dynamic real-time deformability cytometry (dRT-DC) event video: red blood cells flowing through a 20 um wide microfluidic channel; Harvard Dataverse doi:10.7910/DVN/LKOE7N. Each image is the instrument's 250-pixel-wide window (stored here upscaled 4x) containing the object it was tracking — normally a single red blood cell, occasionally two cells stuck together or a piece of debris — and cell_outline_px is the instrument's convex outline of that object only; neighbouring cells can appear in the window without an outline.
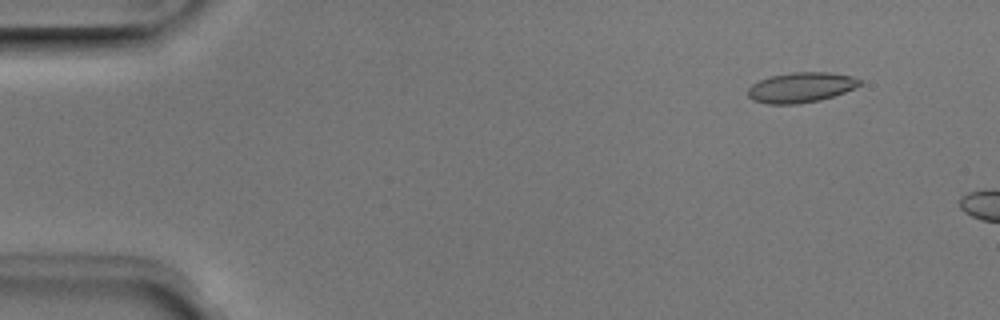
{"species": "Egyptian fruit bat (a non-hibernating species)", "species_latin": "Rousettus aegyptiacus", "temperature_condition": "room temperature", "stored_images_in_passage": 11, "camera_frame_rate_fps": 3000, "um_per_image_px": 0.085, "animal": {"sex": "male"}, "frame": {"image": 1, "passage_image": 5, "time_ms": 1.333, "image_size_px": [1000, 320], "cell_outline_px": [[860, 84], [844, 92], [820, 100], [796, 104], [768, 104], [752, 100], [748, 96], [748, 88], [752, 84], [760, 80], [772, 76], [792, 72], [832, 72], [852, 76], [860, 80]], "centroid_in_image_um": [68.05, 7.43], "position_along_channel_um": 17.0, "area_um2": 19.48}}